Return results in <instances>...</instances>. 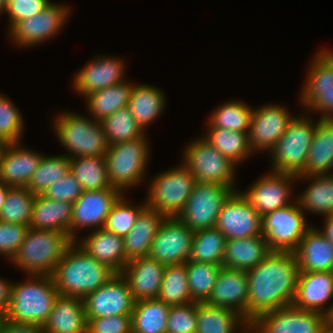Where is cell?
Returning <instances> with one entry per match:
<instances>
[{"label":"cell","instance_id":"obj_27","mask_svg":"<svg viewBox=\"0 0 333 333\" xmlns=\"http://www.w3.org/2000/svg\"><path fill=\"white\" fill-rule=\"evenodd\" d=\"M77 244L98 262L120 274L128 260L124 253V238L104 228L91 231Z\"/></svg>","mask_w":333,"mask_h":333},{"label":"cell","instance_id":"obj_34","mask_svg":"<svg viewBox=\"0 0 333 333\" xmlns=\"http://www.w3.org/2000/svg\"><path fill=\"white\" fill-rule=\"evenodd\" d=\"M165 106L166 98L159 88L148 84L133 85L127 107L144 132L163 113Z\"/></svg>","mask_w":333,"mask_h":333},{"label":"cell","instance_id":"obj_14","mask_svg":"<svg viewBox=\"0 0 333 333\" xmlns=\"http://www.w3.org/2000/svg\"><path fill=\"white\" fill-rule=\"evenodd\" d=\"M327 322L323 313L291 305L261 314L250 327L254 333H321Z\"/></svg>","mask_w":333,"mask_h":333},{"label":"cell","instance_id":"obj_60","mask_svg":"<svg viewBox=\"0 0 333 333\" xmlns=\"http://www.w3.org/2000/svg\"><path fill=\"white\" fill-rule=\"evenodd\" d=\"M6 1L7 0H0V14H2V12L6 9Z\"/></svg>","mask_w":333,"mask_h":333},{"label":"cell","instance_id":"obj_42","mask_svg":"<svg viewBox=\"0 0 333 333\" xmlns=\"http://www.w3.org/2000/svg\"><path fill=\"white\" fill-rule=\"evenodd\" d=\"M157 298L169 306L185 305L193 302L188 288L185 263L165 266Z\"/></svg>","mask_w":333,"mask_h":333},{"label":"cell","instance_id":"obj_58","mask_svg":"<svg viewBox=\"0 0 333 333\" xmlns=\"http://www.w3.org/2000/svg\"><path fill=\"white\" fill-rule=\"evenodd\" d=\"M321 333H333V325L329 322H327L322 329Z\"/></svg>","mask_w":333,"mask_h":333},{"label":"cell","instance_id":"obj_6","mask_svg":"<svg viewBox=\"0 0 333 333\" xmlns=\"http://www.w3.org/2000/svg\"><path fill=\"white\" fill-rule=\"evenodd\" d=\"M308 115L294 116L285 133L270 150L271 171L294 176L304 172L317 125Z\"/></svg>","mask_w":333,"mask_h":333},{"label":"cell","instance_id":"obj_17","mask_svg":"<svg viewBox=\"0 0 333 333\" xmlns=\"http://www.w3.org/2000/svg\"><path fill=\"white\" fill-rule=\"evenodd\" d=\"M120 189L83 191L72 204L71 239L77 241L81 228H104L113 205L123 195Z\"/></svg>","mask_w":333,"mask_h":333},{"label":"cell","instance_id":"obj_57","mask_svg":"<svg viewBox=\"0 0 333 333\" xmlns=\"http://www.w3.org/2000/svg\"><path fill=\"white\" fill-rule=\"evenodd\" d=\"M8 190H9V186L3 184L0 181V211H1V208L3 207L5 197H6Z\"/></svg>","mask_w":333,"mask_h":333},{"label":"cell","instance_id":"obj_46","mask_svg":"<svg viewBox=\"0 0 333 333\" xmlns=\"http://www.w3.org/2000/svg\"><path fill=\"white\" fill-rule=\"evenodd\" d=\"M109 146L138 139L144 135L128 107L119 109L101 121Z\"/></svg>","mask_w":333,"mask_h":333},{"label":"cell","instance_id":"obj_31","mask_svg":"<svg viewBox=\"0 0 333 333\" xmlns=\"http://www.w3.org/2000/svg\"><path fill=\"white\" fill-rule=\"evenodd\" d=\"M72 204L37 194L33 203L31 229L56 230L71 238Z\"/></svg>","mask_w":333,"mask_h":333},{"label":"cell","instance_id":"obj_52","mask_svg":"<svg viewBox=\"0 0 333 333\" xmlns=\"http://www.w3.org/2000/svg\"><path fill=\"white\" fill-rule=\"evenodd\" d=\"M52 2L50 0H14L6 1L5 13L8 15V31L19 21L43 11Z\"/></svg>","mask_w":333,"mask_h":333},{"label":"cell","instance_id":"obj_56","mask_svg":"<svg viewBox=\"0 0 333 333\" xmlns=\"http://www.w3.org/2000/svg\"><path fill=\"white\" fill-rule=\"evenodd\" d=\"M323 230L321 232L330 240L333 244V214L325 216Z\"/></svg>","mask_w":333,"mask_h":333},{"label":"cell","instance_id":"obj_20","mask_svg":"<svg viewBox=\"0 0 333 333\" xmlns=\"http://www.w3.org/2000/svg\"><path fill=\"white\" fill-rule=\"evenodd\" d=\"M269 172L253 182L247 191H241L261 216L292 204L291 185L298 180L297 176L291 174Z\"/></svg>","mask_w":333,"mask_h":333},{"label":"cell","instance_id":"obj_50","mask_svg":"<svg viewBox=\"0 0 333 333\" xmlns=\"http://www.w3.org/2000/svg\"><path fill=\"white\" fill-rule=\"evenodd\" d=\"M28 229V225L0 220V255H5L11 261L21 246Z\"/></svg>","mask_w":333,"mask_h":333},{"label":"cell","instance_id":"obj_7","mask_svg":"<svg viewBox=\"0 0 333 333\" xmlns=\"http://www.w3.org/2000/svg\"><path fill=\"white\" fill-rule=\"evenodd\" d=\"M145 136L146 133L138 139L113 144L104 155L111 185L124 193L145 181L150 159V143Z\"/></svg>","mask_w":333,"mask_h":333},{"label":"cell","instance_id":"obj_47","mask_svg":"<svg viewBox=\"0 0 333 333\" xmlns=\"http://www.w3.org/2000/svg\"><path fill=\"white\" fill-rule=\"evenodd\" d=\"M124 196L125 194L113 205L104 225V229L123 238L131 231L140 212L147 206L146 202L132 205Z\"/></svg>","mask_w":333,"mask_h":333},{"label":"cell","instance_id":"obj_35","mask_svg":"<svg viewBox=\"0 0 333 333\" xmlns=\"http://www.w3.org/2000/svg\"><path fill=\"white\" fill-rule=\"evenodd\" d=\"M133 85L134 82L130 83L125 80L114 86L84 96L87 110L92 115V118L101 122L119 109L127 107Z\"/></svg>","mask_w":333,"mask_h":333},{"label":"cell","instance_id":"obj_26","mask_svg":"<svg viewBox=\"0 0 333 333\" xmlns=\"http://www.w3.org/2000/svg\"><path fill=\"white\" fill-rule=\"evenodd\" d=\"M299 272H333V244L315 226H311L294 251Z\"/></svg>","mask_w":333,"mask_h":333},{"label":"cell","instance_id":"obj_39","mask_svg":"<svg viewBox=\"0 0 333 333\" xmlns=\"http://www.w3.org/2000/svg\"><path fill=\"white\" fill-rule=\"evenodd\" d=\"M206 133L201 137L237 165L253 155L249 145L248 132L232 131L225 128H208Z\"/></svg>","mask_w":333,"mask_h":333},{"label":"cell","instance_id":"obj_54","mask_svg":"<svg viewBox=\"0 0 333 333\" xmlns=\"http://www.w3.org/2000/svg\"><path fill=\"white\" fill-rule=\"evenodd\" d=\"M1 333H44V331L41 325L16 323L5 319Z\"/></svg>","mask_w":333,"mask_h":333},{"label":"cell","instance_id":"obj_61","mask_svg":"<svg viewBox=\"0 0 333 333\" xmlns=\"http://www.w3.org/2000/svg\"><path fill=\"white\" fill-rule=\"evenodd\" d=\"M4 322H5V316L0 315V333L2 331V327H3Z\"/></svg>","mask_w":333,"mask_h":333},{"label":"cell","instance_id":"obj_22","mask_svg":"<svg viewBox=\"0 0 333 333\" xmlns=\"http://www.w3.org/2000/svg\"><path fill=\"white\" fill-rule=\"evenodd\" d=\"M333 272H299L292 306L301 310L323 313L327 317L333 311Z\"/></svg>","mask_w":333,"mask_h":333},{"label":"cell","instance_id":"obj_10","mask_svg":"<svg viewBox=\"0 0 333 333\" xmlns=\"http://www.w3.org/2000/svg\"><path fill=\"white\" fill-rule=\"evenodd\" d=\"M293 200L292 204L262 216V235L271 251L294 252L312 226L306 222L297 199Z\"/></svg>","mask_w":333,"mask_h":333},{"label":"cell","instance_id":"obj_36","mask_svg":"<svg viewBox=\"0 0 333 333\" xmlns=\"http://www.w3.org/2000/svg\"><path fill=\"white\" fill-rule=\"evenodd\" d=\"M302 178V179H301ZM297 179L308 181V187L297 197L303 212H313L328 216L333 214V174L297 176ZM306 179V180H305ZM305 210V211H304Z\"/></svg>","mask_w":333,"mask_h":333},{"label":"cell","instance_id":"obj_18","mask_svg":"<svg viewBox=\"0 0 333 333\" xmlns=\"http://www.w3.org/2000/svg\"><path fill=\"white\" fill-rule=\"evenodd\" d=\"M83 302L87 319L131 315L135 305L128 283L121 274L89 293Z\"/></svg>","mask_w":333,"mask_h":333},{"label":"cell","instance_id":"obj_63","mask_svg":"<svg viewBox=\"0 0 333 333\" xmlns=\"http://www.w3.org/2000/svg\"><path fill=\"white\" fill-rule=\"evenodd\" d=\"M244 333H254L253 330L251 329V327H249L248 329L244 330Z\"/></svg>","mask_w":333,"mask_h":333},{"label":"cell","instance_id":"obj_12","mask_svg":"<svg viewBox=\"0 0 333 333\" xmlns=\"http://www.w3.org/2000/svg\"><path fill=\"white\" fill-rule=\"evenodd\" d=\"M307 72L300 103L308 112L320 113L321 119H333V55L327 49L319 50Z\"/></svg>","mask_w":333,"mask_h":333},{"label":"cell","instance_id":"obj_2","mask_svg":"<svg viewBox=\"0 0 333 333\" xmlns=\"http://www.w3.org/2000/svg\"><path fill=\"white\" fill-rule=\"evenodd\" d=\"M115 275L74 241L57 263L52 277L59 295L84 299Z\"/></svg>","mask_w":333,"mask_h":333},{"label":"cell","instance_id":"obj_3","mask_svg":"<svg viewBox=\"0 0 333 333\" xmlns=\"http://www.w3.org/2000/svg\"><path fill=\"white\" fill-rule=\"evenodd\" d=\"M19 283L12 282L11 298L5 319L16 323L43 326L59 295L54 279L48 275H27Z\"/></svg>","mask_w":333,"mask_h":333},{"label":"cell","instance_id":"obj_51","mask_svg":"<svg viewBox=\"0 0 333 333\" xmlns=\"http://www.w3.org/2000/svg\"><path fill=\"white\" fill-rule=\"evenodd\" d=\"M80 182L69 171L62 179L51 184L43 193L44 197L73 204L82 194Z\"/></svg>","mask_w":333,"mask_h":333},{"label":"cell","instance_id":"obj_1","mask_svg":"<svg viewBox=\"0 0 333 333\" xmlns=\"http://www.w3.org/2000/svg\"><path fill=\"white\" fill-rule=\"evenodd\" d=\"M299 274L294 252L271 251L247 271L246 320L251 324L261 314L291 306Z\"/></svg>","mask_w":333,"mask_h":333},{"label":"cell","instance_id":"obj_9","mask_svg":"<svg viewBox=\"0 0 333 333\" xmlns=\"http://www.w3.org/2000/svg\"><path fill=\"white\" fill-rule=\"evenodd\" d=\"M183 165L196 182L235 186L236 166L202 137L194 139L183 150Z\"/></svg>","mask_w":333,"mask_h":333},{"label":"cell","instance_id":"obj_16","mask_svg":"<svg viewBox=\"0 0 333 333\" xmlns=\"http://www.w3.org/2000/svg\"><path fill=\"white\" fill-rule=\"evenodd\" d=\"M194 232L178 217H165L152 242L149 257L163 265L189 260Z\"/></svg>","mask_w":333,"mask_h":333},{"label":"cell","instance_id":"obj_48","mask_svg":"<svg viewBox=\"0 0 333 333\" xmlns=\"http://www.w3.org/2000/svg\"><path fill=\"white\" fill-rule=\"evenodd\" d=\"M23 121L21 112L12 100L0 93V139L7 144L20 143Z\"/></svg>","mask_w":333,"mask_h":333},{"label":"cell","instance_id":"obj_33","mask_svg":"<svg viewBox=\"0 0 333 333\" xmlns=\"http://www.w3.org/2000/svg\"><path fill=\"white\" fill-rule=\"evenodd\" d=\"M196 317V333H236L237 326L242 327V332L250 327L240 313L206 302H196Z\"/></svg>","mask_w":333,"mask_h":333},{"label":"cell","instance_id":"obj_45","mask_svg":"<svg viewBox=\"0 0 333 333\" xmlns=\"http://www.w3.org/2000/svg\"><path fill=\"white\" fill-rule=\"evenodd\" d=\"M35 196L26 187L9 186L0 211V220L29 226Z\"/></svg>","mask_w":333,"mask_h":333},{"label":"cell","instance_id":"obj_37","mask_svg":"<svg viewBox=\"0 0 333 333\" xmlns=\"http://www.w3.org/2000/svg\"><path fill=\"white\" fill-rule=\"evenodd\" d=\"M170 307L158 298L135 301L131 314L132 333H166Z\"/></svg>","mask_w":333,"mask_h":333},{"label":"cell","instance_id":"obj_13","mask_svg":"<svg viewBox=\"0 0 333 333\" xmlns=\"http://www.w3.org/2000/svg\"><path fill=\"white\" fill-rule=\"evenodd\" d=\"M70 8V5L52 2L40 13L17 22L8 31L10 40L24 48L44 43L61 31L70 16Z\"/></svg>","mask_w":333,"mask_h":333},{"label":"cell","instance_id":"obj_59","mask_svg":"<svg viewBox=\"0 0 333 333\" xmlns=\"http://www.w3.org/2000/svg\"><path fill=\"white\" fill-rule=\"evenodd\" d=\"M7 145L8 144L4 140L0 139V163H1L2 154Z\"/></svg>","mask_w":333,"mask_h":333},{"label":"cell","instance_id":"obj_21","mask_svg":"<svg viewBox=\"0 0 333 333\" xmlns=\"http://www.w3.org/2000/svg\"><path fill=\"white\" fill-rule=\"evenodd\" d=\"M88 62L73 77L72 85L79 95L84 97L125 81L126 64H124L123 58L96 56L95 59Z\"/></svg>","mask_w":333,"mask_h":333},{"label":"cell","instance_id":"obj_30","mask_svg":"<svg viewBox=\"0 0 333 333\" xmlns=\"http://www.w3.org/2000/svg\"><path fill=\"white\" fill-rule=\"evenodd\" d=\"M271 252L263 235L226 241L222 266L249 271Z\"/></svg>","mask_w":333,"mask_h":333},{"label":"cell","instance_id":"obj_5","mask_svg":"<svg viewBox=\"0 0 333 333\" xmlns=\"http://www.w3.org/2000/svg\"><path fill=\"white\" fill-rule=\"evenodd\" d=\"M55 134L69 158L104 156L109 144L101 122L70 111L58 114L53 120ZM70 154V155H69Z\"/></svg>","mask_w":333,"mask_h":333},{"label":"cell","instance_id":"obj_38","mask_svg":"<svg viewBox=\"0 0 333 333\" xmlns=\"http://www.w3.org/2000/svg\"><path fill=\"white\" fill-rule=\"evenodd\" d=\"M70 172L80 182L83 191L118 189L110 183L105 156L72 157Z\"/></svg>","mask_w":333,"mask_h":333},{"label":"cell","instance_id":"obj_23","mask_svg":"<svg viewBox=\"0 0 333 333\" xmlns=\"http://www.w3.org/2000/svg\"><path fill=\"white\" fill-rule=\"evenodd\" d=\"M165 265L147 257L129 260L121 271L135 301L157 298L160 292Z\"/></svg>","mask_w":333,"mask_h":333},{"label":"cell","instance_id":"obj_62","mask_svg":"<svg viewBox=\"0 0 333 333\" xmlns=\"http://www.w3.org/2000/svg\"><path fill=\"white\" fill-rule=\"evenodd\" d=\"M328 322L333 325V311L332 313L328 316Z\"/></svg>","mask_w":333,"mask_h":333},{"label":"cell","instance_id":"obj_55","mask_svg":"<svg viewBox=\"0 0 333 333\" xmlns=\"http://www.w3.org/2000/svg\"><path fill=\"white\" fill-rule=\"evenodd\" d=\"M12 283L0 277V315L6 316L11 298Z\"/></svg>","mask_w":333,"mask_h":333},{"label":"cell","instance_id":"obj_53","mask_svg":"<svg viewBox=\"0 0 333 333\" xmlns=\"http://www.w3.org/2000/svg\"><path fill=\"white\" fill-rule=\"evenodd\" d=\"M87 333H132L131 315L87 319Z\"/></svg>","mask_w":333,"mask_h":333},{"label":"cell","instance_id":"obj_40","mask_svg":"<svg viewBox=\"0 0 333 333\" xmlns=\"http://www.w3.org/2000/svg\"><path fill=\"white\" fill-rule=\"evenodd\" d=\"M226 241L216 227L195 231L189 260L222 265Z\"/></svg>","mask_w":333,"mask_h":333},{"label":"cell","instance_id":"obj_29","mask_svg":"<svg viewBox=\"0 0 333 333\" xmlns=\"http://www.w3.org/2000/svg\"><path fill=\"white\" fill-rule=\"evenodd\" d=\"M165 216L146 206L137 217L131 231L124 237L126 259L149 256L152 242Z\"/></svg>","mask_w":333,"mask_h":333},{"label":"cell","instance_id":"obj_41","mask_svg":"<svg viewBox=\"0 0 333 333\" xmlns=\"http://www.w3.org/2000/svg\"><path fill=\"white\" fill-rule=\"evenodd\" d=\"M253 114L252 107L237 100L227 101L216 107L210 114L207 128H225L232 131L248 132Z\"/></svg>","mask_w":333,"mask_h":333},{"label":"cell","instance_id":"obj_11","mask_svg":"<svg viewBox=\"0 0 333 333\" xmlns=\"http://www.w3.org/2000/svg\"><path fill=\"white\" fill-rule=\"evenodd\" d=\"M236 186L196 182L184 209L177 216L193 232L215 227L224 202Z\"/></svg>","mask_w":333,"mask_h":333},{"label":"cell","instance_id":"obj_15","mask_svg":"<svg viewBox=\"0 0 333 333\" xmlns=\"http://www.w3.org/2000/svg\"><path fill=\"white\" fill-rule=\"evenodd\" d=\"M215 227L227 240L262 235V216L238 189L224 202Z\"/></svg>","mask_w":333,"mask_h":333},{"label":"cell","instance_id":"obj_8","mask_svg":"<svg viewBox=\"0 0 333 333\" xmlns=\"http://www.w3.org/2000/svg\"><path fill=\"white\" fill-rule=\"evenodd\" d=\"M195 183V177L180 163L176 168L160 172L151 179L146 205L165 217H177L184 209Z\"/></svg>","mask_w":333,"mask_h":333},{"label":"cell","instance_id":"obj_4","mask_svg":"<svg viewBox=\"0 0 333 333\" xmlns=\"http://www.w3.org/2000/svg\"><path fill=\"white\" fill-rule=\"evenodd\" d=\"M73 242L60 231L29 228L11 262L28 275L52 276Z\"/></svg>","mask_w":333,"mask_h":333},{"label":"cell","instance_id":"obj_19","mask_svg":"<svg viewBox=\"0 0 333 333\" xmlns=\"http://www.w3.org/2000/svg\"><path fill=\"white\" fill-rule=\"evenodd\" d=\"M279 104H264L253 109L248 131L250 149L253 153L270 150L285 133L294 116Z\"/></svg>","mask_w":333,"mask_h":333},{"label":"cell","instance_id":"obj_32","mask_svg":"<svg viewBox=\"0 0 333 333\" xmlns=\"http://www.w3.org/2000/svg\"><path fill=\"white\" fill-rule=\"evenodd\" d=\"M332 173L333 119L320 118L316 125L304 172L300 176L332 175Z\"/></svg>","mask_w":333,"mask_h":333},{"label":"cell","instance_id":"obj_43","mask_svg":"<svg viewBox=\"0 0 333 333\" xmlns=\"http://www.w3.org/2000/svg\"><path fill=\"white\" fill-rule=\"evenodd\" d=\"M185 264L192 301L197 303L206 302L223 266L191 260H188Z\"/></svg>","mask_w":333,"mask_h":333},{"label":"cell","instance_id":"obj_44","mask_svg":"<svg viewBox=\"0 0 333 333\" xmlns=\"http://www.w3.org/2000/svg\"><path fill=\"white\" fill-rule=\"evenodd\" d=\"M69 171L70 158L65 154L52 157L43 155L26 188L36 195L42 194L51 184L62 179Z\"/></svg>","mask_w":333,"mask_h":333},{"label":"cell","instance_id":"obj_28","mask_svg":"<svg viewBox=\"0 0 333 333\" xmlns=\"http://www.w3.org/2000/svg\"><path fill=\"white\" fill-rule=\"evenodd\" d=\"M88 321L83 299L58 295L47 322L44 333H87Z\"/></svg>","mask_w":333,"mask_h":333},{"label":"cell","instance_id":"obj_24","mask_svg":"<svg viewBox=\"0 0 333 333\" xmlns=\"http://www.w3.org/2000/svg\"><path fill=\"white\" fill-rule=\"evenodd\" d=\"M247 298V272L222 267L206 303L234 310L246 319Z\"/></svg>","mask_w":333,"mask_h":333},{"label":"cell","instance_id":"obj_49","mask_svg":"<svg viewBox=\"0 0 333 333\" xmlns=\"http://www.w3.org/2000/svg\"><path fill=\"white\" fill-rule=\"evenodd\" d=\"M196 331V302L170 307L166 333H196Z\"/></svg>","mask_w":333,"mask_h":333},{"label":"cell","instance_id":"obj_25","mask_svg":"<svg viewBox=\"0 0 333 333\" xmlns=\"http://www.w3.org/2000/svg\"><path fill=\"white\" fill-rule=\"evenodd\" d=\"M44 154L8 144L0 163V181L10 187H27Z\"/></svg>","mask_w":333,"mask_h":333}]
</instances>
